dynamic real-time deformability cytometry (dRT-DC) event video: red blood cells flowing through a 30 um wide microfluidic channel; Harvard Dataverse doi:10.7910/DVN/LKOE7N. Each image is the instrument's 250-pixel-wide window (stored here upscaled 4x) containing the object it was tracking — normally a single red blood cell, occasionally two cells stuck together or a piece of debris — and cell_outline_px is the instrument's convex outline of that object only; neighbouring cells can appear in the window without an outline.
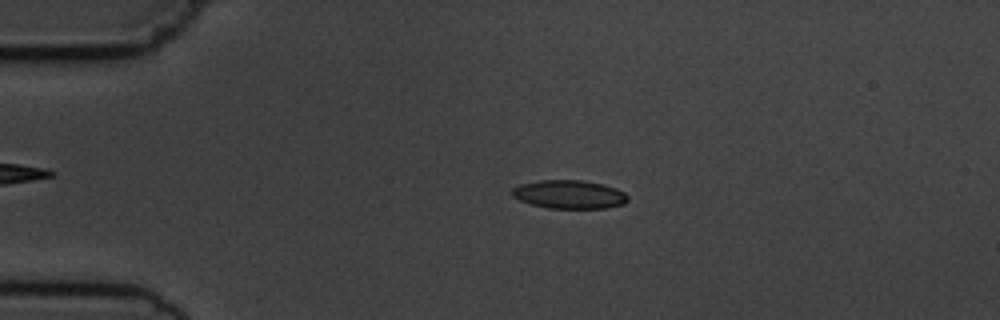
{"species": "common noctule bat (a hibernating species)", "species_latin": "Nyctalus noctula", "temperature_condition": "cold", "stored_images_in_passage": 4, "camera_frame_rate_fps": 3000, "um_per_image_px": 0.085, "animal": {"sex": "male", "body_mass_g": 19.5, "forearm_length_mm": 54.6}, "frame": {"image": 1, "passage_image": 3, "time_ms": 2.333, "image_size_px": [1000, 320], "cell_outline_px": [[628, 200], [624, 204], [604, 208], [548, 208], [532, 204], [520, 200], [512, 196], [512, 188], [520, 184], [540, 180], [584, 180], [604, 184], [616, 188], [624, 192], [628, 196]], "centroid_in_image_um": [48.4, 16.51], "position_along_channel_um": 36.6, "area_um2": 19.25}}